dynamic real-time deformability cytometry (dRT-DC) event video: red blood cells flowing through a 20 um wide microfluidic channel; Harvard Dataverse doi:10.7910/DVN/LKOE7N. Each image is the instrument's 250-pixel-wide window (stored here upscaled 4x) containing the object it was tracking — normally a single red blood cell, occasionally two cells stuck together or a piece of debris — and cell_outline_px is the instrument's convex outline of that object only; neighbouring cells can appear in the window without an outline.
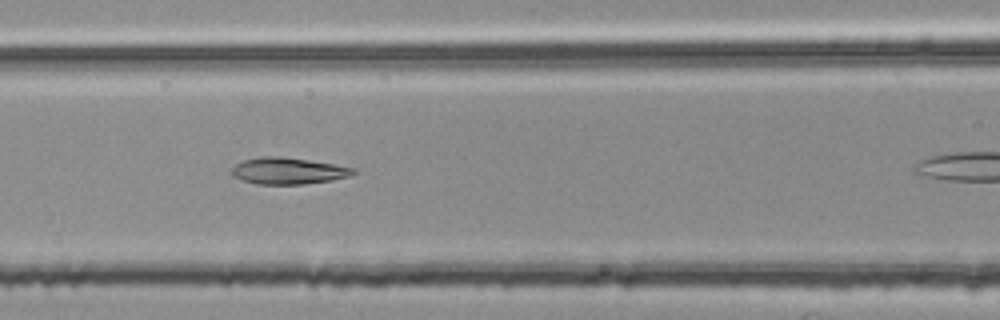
{"species": "common noctule bat (a hibernating species)", "species_latin": "Nyctalus noctula", "temperature_condition": "room temperature", "stored_images_in_passage": 24, "camera_frame_rate_fps": 3000, "um_per_image_px": 0.085, "animal": {"sex": "female", "body_mass_g": 25.1}, "frame": {"image": 1, "passage_image": 7, "time_ms": 2.0, "image_size_px": [1000, 320], "cell_outline_px": [[356, 172], [348, 176], [332, 180], [304, 184], [256, 184], [232, 176], [232, 168], [236, 164], [244, 160], [260, 156], [280, 156], [308, 160], [356, 168]], "centroid_in_image_um": [24.48, 14.52], "position_along_channel_um": 142.1, "area_um2": 18.67}}
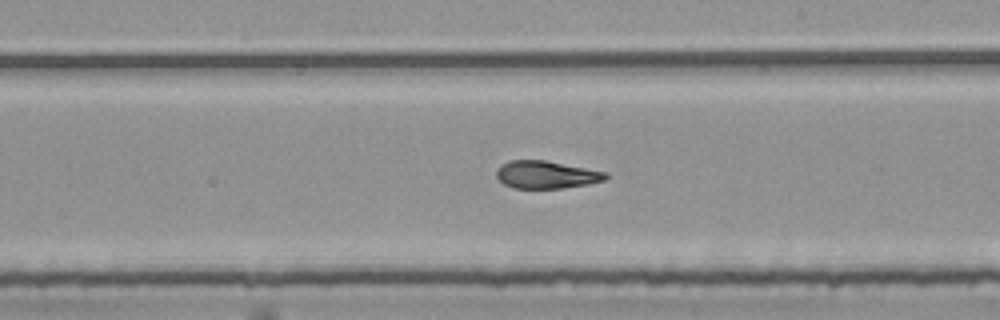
{"frame": {"image": 2, "passage_image": 15, "time_ms": 4.667, "image_size_px": [1000, 320], "cell_outline_px": [[608, 176], [604, 180], [588, 184], [560, 188], [512, 188], [504, 184], [496, 176], [496, 172], [500, 164], [508, 160], [544, 160], [608, 172]], "centroid_in_image_um": [46.41, 14.84], "position_along_channel_um": 242.6, "area_um2": 17.57}}
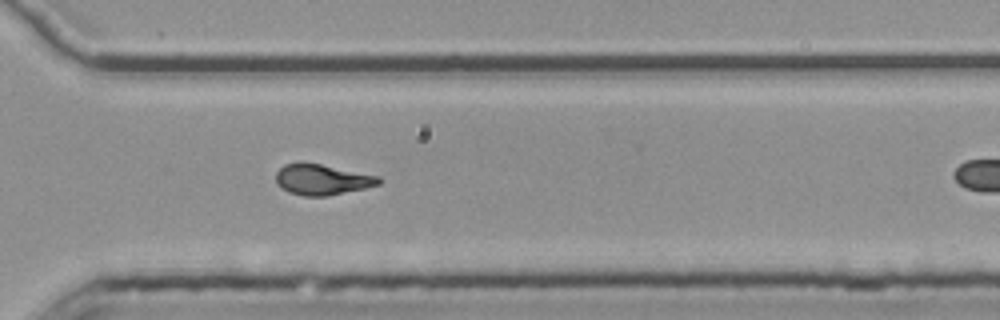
{"frame": {"image": 3, "passage_image": 23, "time_ms": 7.333, "image_size_px": [1000, 320], "cell_outline_px": [[380, 184], [364, 188], [328, 196], [304, 196], [288, 192], [276, 180], [276, 172], [284, 164], [300, 160], [380, 176]], "centroid_in_image_um": [27.36, 15.24], "position_along_channel_um": 343.2, "area_um2": 18.44}}